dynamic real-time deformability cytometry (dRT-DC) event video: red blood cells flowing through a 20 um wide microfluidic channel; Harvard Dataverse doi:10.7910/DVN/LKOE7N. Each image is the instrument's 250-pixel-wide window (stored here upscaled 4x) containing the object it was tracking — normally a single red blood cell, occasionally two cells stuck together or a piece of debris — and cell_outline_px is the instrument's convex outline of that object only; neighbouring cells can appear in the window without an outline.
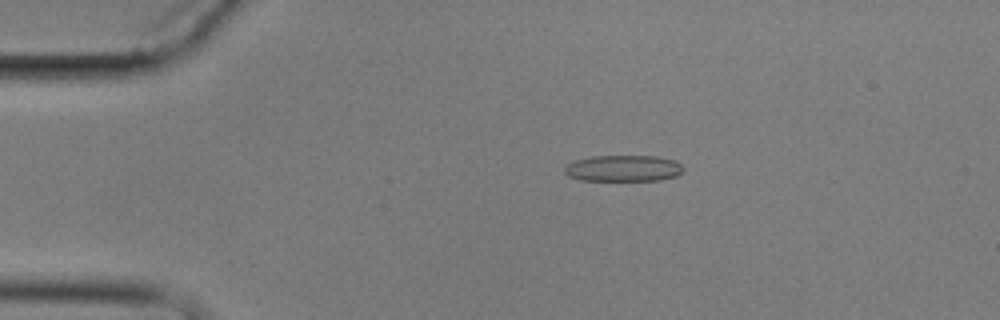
{"species": "common noctule bat (a hibernating species)", "species_latin": "Nyctalus noctula", "temperature_condition": "cold", "stored_images_in_passage": 12, "camera_frame_rate_fps": 3000, "um_per_image_px": 0.085, "animal": {"sex": "male", "body_mass_g": 17.9}, "frame": {"image": 1, "passage_image": 1, "time_ms": 0.0, "image_size_px": [1000, 320], "cell_outline_px": [[684, 168], [676, 176], [660, 180], [580, 180], [568, 176], [564, 172], [564, 168], [568, 164], [576, 160], [592, 156], [656, 156], [676, 160]], "centroid_in_image_um": [52.98, 14.3], "position_along_channel_um": 32.0, "area_um2": 18.15}}
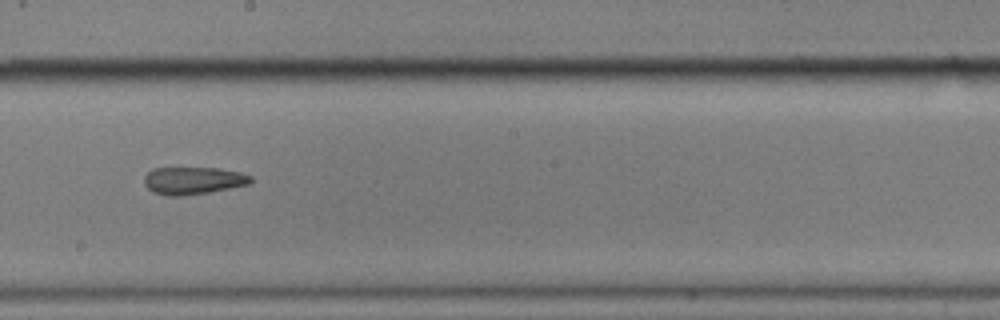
{"frame": {"image": 2, "passage_image": 6, "time_ms": 7.0, "image_size_px": [1000, 320], "cell_outline_px": [[252, 180], [248, 184], [208, 192], [180, 196], [168, 196], [152, 192], [144, 184], [144, 176], [152, 168], [216, 168], [240, 172], [252, 176]], "centroid_in_image_um": [16.37, 15.34], "position_along_channel_um": 231.8, "area_um2": 16.94}}
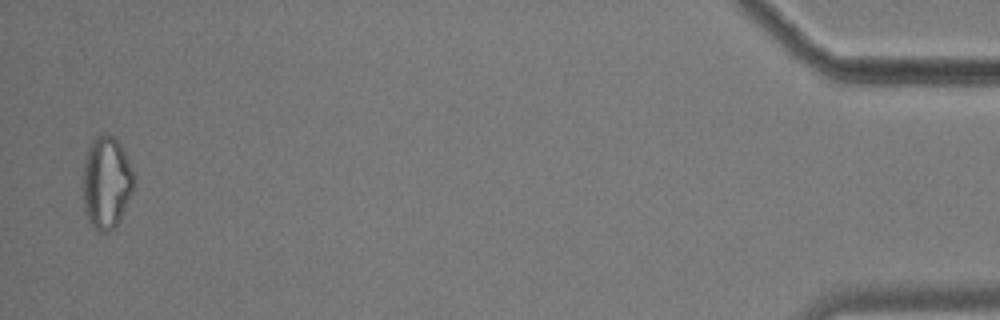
{"frame": {"image": 3, "passage_image": 12, "time_ms": 15.0, "image_size_px": [1000, 320], "cell_outline_px": [[136, 180], [132, 192], [116, 224], [108, 232], [96, 232], [92, 228], [84, 212], [84, 160], [88, 148], [92, 140], [100, 132], [104, 132], [112, 136], [120, 144], [136, 176]], "centroid_in_image_um": [9.04, 15.5], "position_along_channel_um": 426.2, "area_um2": 27.46}, "authors_computed_cell_mechanics": {"area_um2": 18.2648, "velocity_mm_per_s": 3.4876, "shape_relaxation_time_tau1_ms": 8.7013, "shape_relaxation_time_tau2_ms": 4.9403, "deformation_change_tau1": 0.1363, "deformation_change_tau2": 0.1464}}